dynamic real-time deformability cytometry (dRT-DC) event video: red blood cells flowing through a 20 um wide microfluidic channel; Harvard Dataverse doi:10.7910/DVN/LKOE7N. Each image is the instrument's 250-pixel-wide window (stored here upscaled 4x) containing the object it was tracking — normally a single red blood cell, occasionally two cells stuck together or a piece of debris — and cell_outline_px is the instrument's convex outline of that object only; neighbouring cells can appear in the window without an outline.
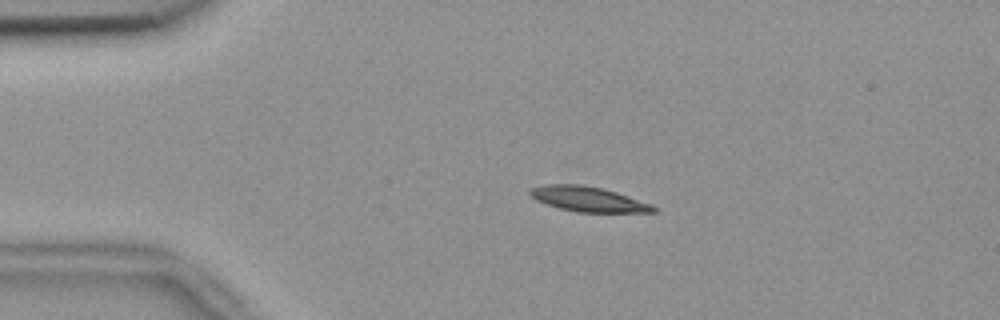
{"species": "common noctule bat (a hibernating species)", "species_latin": "Nyctalus noctula", "temperature_condition": "room temperature", "stored_images_in_passage": 56, "camera_frame_rate_fps": 3000, "um_per_image_px": 0.085, "animal": {"sex": "female", "body_mass_g": 18.4}, "frame": {"image": 1, "passage_image": 12, "time_ms": 3.667, "image_size_px": [1000, 320], "cell_outline_px": [[656, 212], [576, 212], [560, 208], [536, 200], [528, 192], [532, 188], [544, 184], [580, 184], [604, 188], [652, 204], [656, 208]], "centroid_in_image_um": [50.0, 16.92], "position_along_channel_um": 35.0, "area_um2": 17.86}}
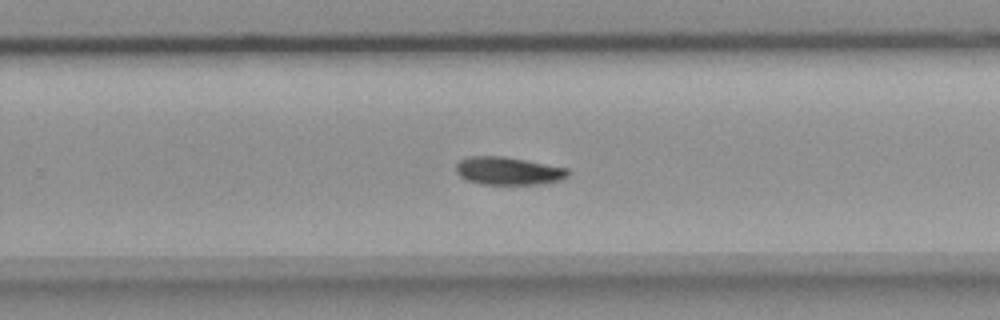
{"frame": {"image": 2, "passage_image": 36, "time_ms": 11.667, "image_size_px": [1000, 320], "cell_outline_px": [[572, 172], [564, 180], [544, 184], [480, 184], [468, 180], [460, 176], [456, 172], [456, 164], [460, 160], [468, 156], [504, 156], [568, 168]], "centroid_in_image_um": [43.25, 14.53], "position_along_channel_um": 286.5, "area_um2": 18.44}}
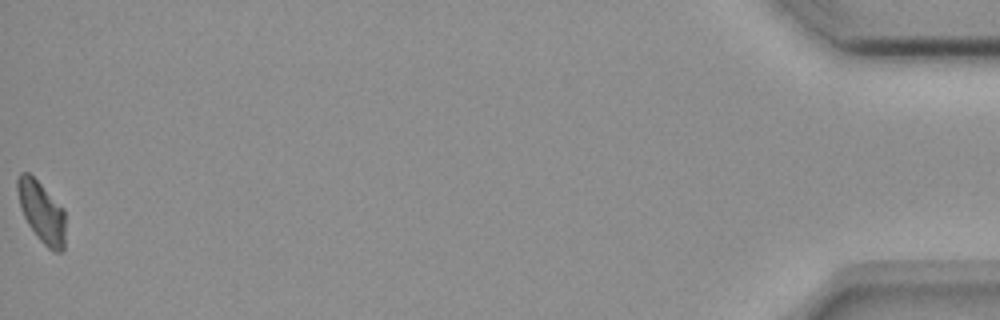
{"frame": {"image": 3, "passage_image": 56, "time_ms": 18.333, "image_size_px": [1000, 320], "cell_outline_px": [[64, 252], [52, 252], [36, 236], [28, 224], [20, 208], [16, 188], [16, 180], [20, 172], [28, 172], [64, 208]], "centroid_in_image_um": [3.52, 18.03], "position_along_channel_um": 431.7, "area_um2": 17.11}, "authors_computed_cell_mechanics": {"area_um2": 18.0625, "velocity_mm_per_s": 3.6502, "shape_relaxation_time_tau1_ms": 6.1144, "shape_relaxation_time_tau2_ms": null, "deformation_change_tau1": 0.1458, "deformation_change_tau2": null}}